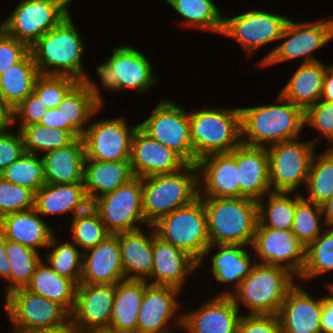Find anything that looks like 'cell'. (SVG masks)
<instances>
[{
    "mask_svg": "<svg viewBox=\"0 0 333 333\" xmlns=\"http://www.w3.org/2000/svg\"><path fill=\"white\" fill-rule=\"evenodd\" d=\"M200 198L207 214L210 246L198 262V268L216 245H252L259 223L256 200L246 197Z\"/></svg>",
    "mask_w": 333,
    "mask_h": 333,
    "instance_id": "1",
    "label": "cell"
},
{
    "mask_svg": "<svg viewBox=\"0 0 333 333\" xmlns=\"http://www.w3.org/2000/svg\"><path fill=\"white\" fill-rule=\"evenodd\" d=\"M277 99L280 105L240 108L242 144L268 147L300 138L305 111L280 94Z\"/></svg>",
    "mask_w": 333,
    "mask_h": 333,
    "instance_id": "2",
    "label": "cell"
},
{
    "mask_svg": "<svg viewBox=\"0 0 333 333\" xmlns=\"http://www.w3.org/2000/svg\"><path fill=\"white\" fill-rule=\"evenodd\" d=\"M70 16L38 39L30 52L40 74L66 75L78 81H90L82 68L85 43Z\"/></svg>",
    "mask_w": 333,
    "mask_h": 333,
    "instance_id": "3",
    "label": "cell"
},
{
    "mask_svg": "<svg viewBox=\"0 0 333 333\" xmlns=\"http://www.w3.org/2000/svg\"><path fill=\"white\" fill-rule=\"evenodd\" d=\"M197 172L195 164H187L174 173L142 178V211L147 227L199 197Z\"/></svg>",
    "mask_w": 333,
    "mask_h": 333,
    "instance_id": "4",
    "label": "cell"
},
{
    "mask_svg": "<svg viewBox=\"0 0 333 333\" xmlns=\"http://www.w3.org/2000/svg\"><path fill=\"white\" fill-rule=\"evenodd\" d=\"M294 277L287 268L256 262L233 292L218 295H229L238 308L242 302L250 310L248 315H277L295 285Z\"/></svg>",
    "mask_w": 333,
    "mask_h": 333,
    "instance_id": "5",
    "label": "cell"
},
{
    "mask_svg": "<svg viewBox=\"0 0 333 333\" xmlns=\"http://www.w3.org/2000/svg\"><path fill=\"white\" fill-rule=\"evenodd\" d=\"M190 136L195 165L204 156L229 153L241 143L240 107L190 111Z\"/></svg>",
    "mask_w": 333,
    "mask_h": 333,
    "instance_id": "6",
    "label": "cell"
},
{
    "mask_svg": "<svg viewBox=\"0 0 333 333\" xmlns=\"http://www.w3.org/2000/svg\"><path fill=\"white\" fill-rule=\"evenodd\" d=\"M149 227L158 237L188 253L197 262L210 246L207 214L200 197Z\"/></svg>",
    "mask_w": 333,
    "mask_h": 333,
    "instance_id": "7",
    "label": "cell"
},
{
    "mask_svg": "<svg viewBox=\"0 0 333 333\" xmlns=\"http://www.w3.org/2000/svg\"><path fill=\"white\" fill-rule=\"evenodd\" d=\"M71 1L21 0L12 14L0 24V28L31 48L38 39L70 15L67 5Z\"/></svg>",
    "mask_w": 333,
    "mask_h": 333,
    "instance_id": "8",
    "label": "cell"
},
{
    "mask_svg": "<svg viewBox=\"0 0 333 333\" xmlns=\"http://www.w3.org/2000/svg\"><path fill=\"white\" fill-rule=\"evenodd\" d=\"M5 299L6 313L15 329L12 333L54 329L70 321V314L60 304L25 288L10 292Z\"/></svg>",
    "mask_w": 333,
    "mask_h": 333,
    "instance_id": "9",
    "label": "cell"
},
{
    "mask_svg": "<svg viewBox=\"0 0 333 333\" xmlns=\"http://www.w3.org/2000/svg\"><path fill=\"white\" fill-rule=\"evenodd\" d=\"M316 142H299L298 138L266 147L271 191L294 192L307 183Z\"/></svg>",
    "mask_w": 333,
    "mask_h": 333,
    "instance_id": "10",
    "label": "cell"
},
{
    "mask_svg": "<svg viewBox=\"0 0 333 333\" xmlns=\"http://www.w3.org/2000/svg\"><path fill=\"white\" fill-rule=\"evenodd\" d=\"M138 127L154 140L176 152L187 164H195L189 112L173 101H160Z\"/></svg>",
    "mask_w": 333,
    "mask_h": 333,
    "instance_id": "11",
    "label": "cell"
},
{
    "mask_svg": "<svg viewBox=\"0 0 333 333\" xmlns=\"http://www.w3.org/2000/svg\"><path fill=\"white\" fill-rule=\"evenodd\" d=\"M333 38V19L329 21L294 22L288 20L280 40L282 44L272 49L261 61L260 65L271 66L290 59L302 58V63L320 61L312 53Z\"/></svg>",
    "mask_w": 333,
    "mask_h": 333,
    "instance_id": "12",
    "label": "cell"
},
{
    "mask_svg": "<svg viewBox=\"0 0 333 333\" xmlns=\"http://www.w3.org/2000/svg\"><path fill=\"white\" fill-rule=\"evenodd\" d=\"M103 63L97 66L96 72L101 86L107 90L123 91L131 87L142 93L157 82L153 64L130 45L114 48L111 57Z\"/></svg>",
    "mask_w": 333,
    "mask_h": 333,
    "instance_id": "13",
    "label": "cell"
},
{
    "mask_svg": "<svg viewBox=\"0 0 333 333\" xmlns=\"http://www.w3.org/2000/svg\"><path fill=\"white\" fill-rule=\"evenodd\" d=\"M91 206L111 234L141 229L138 224H146L142 211V178L134 177L94 200Z\"/></svg>",
    "mask_w": 333,
    "mask_h": 333,
    "instance_id": "14",
    "label": "cell"
},
{
    "mask_svg": "<svg viewBox=\"0 0 333 333\" xmlns=\"http://www.w3.org/2000/svg\"><path fill=\"white\" fill-rule=\"evenodd\" d=\"M289 18L273 13L249 10L243 14L224 16L221 35L235 39L249 54L261 46L280 40Z\"/></svg>",
    "mask_w": 333,
    "mask_h": 333,
    "instance_id": "15",
    "label": "cell"
},
{
    "mask_svg": "<svg viewBox=\"0 0 333 333\" xmlns=\"http://www.w3.org/2000/svg\"><path fill=\"white\" fill-rule=\"evenodd\" d=\"M115 285L79 284L70 321L78 333L109 332Z\"/></svg>",
    "mask_w": 333,
    "mask_h": 333,
    "instance_id": "16",
    "label": "cell"
},
{
    "mask_svg": "<svg viewBox=\"0 0 333 333\" xmlns=\"http://www.w3.org/2000/svg\"><path fill=\"white\" fill-rule=\"evenodd\" d=\"M138 125L128 127L125 117L105 119L88 125L82 139L86 159L130 160L131 140Z\"/></svg>",
    "mask_w": 333,
    "mask_h": 333,
    "instance_id": "17",
    "label": "cell"
},
{
    "mask_svg": "<svg viewBox=\"0 0 333 333\" xmlns=\"http://www.w3.org/2000/svg\"><path fill=\"white\" fill-rule=\"evenodd\" d=\"M261 264L287 268L297 278L306 262V247L292 230L257 228L252 243Z\"/></svg>",
    "mask_w": 333,
    "mask_h": 333,
    "instance_id": "18",
    "label": "cell"
},
{
    "mask_svg": "<svg viewBox=\"0 0 333 333\" xmlns=\"http://www.w3.org/2000/svg\"><path fill=\"white\" fill-rule=\"evenodd\" d=\"M130 164L134 176L141 178L174 173L187 165L176 152L148 136L139 127L131 140Z\"/></svg>",
    "mask_w": 333,
    "mask_h": 333,
    "instance_id": "19",
    "label": "cell"
},
{
    "mask_svg": "<svg viewBox=\"0 0 333 333\" xmlns=\"http://www.w3.org/2000/svg\"><path fill=\"white\" fill-rule=\"evenodd\" d=\"M199 175V197L240 198L239 170L235 149L229 153H214L196 163ZM202 171V172H201ZM205 184V185H204ZM203 186V187H202ZM202 188L203 191H202Z\"/></svg>",
    "mask_w": 333,
    "mask_h": 333,
    "instance_id": "20",
    "label": "cell"
},
{
    "mask_svg": "<svg viewBox=\"0 0 333 333\" xmlns=\"http://www.w3.org/2000/svg\"><path fill=\"white\" fill-rule=\"evenodd\" d=\"M179 292L175 287L153 285L147 281L137 317V333H171L169 321L176 317L174 322L182 328V315H174L179 307L176 299Z\"/></svg>",
    "mask_w": 333,
    "mask_h": 333,
    "instance_id": "21",
    "label": "cell"
},
{
    "mask_svg": "<svg viewBox=\"0 0 333 333\" xmlns=\"http://www.w3.org/2000/svg\"><path fill=\"white\" fill-rule=\"evenodd\" d=\"M229 295H217L204 302L201 308L184 312L182 330L187 333H237L242 317Z\"/></svg>",
    "mask_w": 333,
    "mask_h": 333,
    "instance_id": "22",
    "label": "cell"
},
{
    "mask_svg": "<svg viewBox=\"0 0 333 333\" xmlns=\"http://www.w3.org/2000/svg\"><path fill=\"white\" fill-rule=\"evenodd\" d=\"M295 284L277 314L282 333H322L321 316L325 297L318 300Z\"/></svg>",
    "mask_w": 333,
    "mask_h": 333,
    "instance_id": "23",
    "label": "cell"
},
{
    "mask_svg": "<svg viewBox=\"0 0 333 333\" xmlns=\"http://www.w3.org/2000/svg\"><path fill=\"white\" fill-rule=\"evenodd\" d=\"M123 280L125 272L117 234H110L97 246L83 251L80 284L115 285Z\"/></svg>",
    "mask_w": 333,
    "mask_h": 333,
    "instance_id": "24",
    "label": "cell"
},
{
    "mask_svg": "<svg viewBox=\"0 0 333 333\" xmlns=\"http://www.w3.org/2000/svg\"><path fill=\"white\" fill-rule=\"evenodd\" d=\"M153 269L149 284L172 286L182 289L188 272L198 269V262L188 253L158 237L153 230Z\"/></svg>",
    "mask_w": 333,
    "mask_h": 333,
    "instance_id": "25",
    "label": "cell"
},
{
    "mask_svg": "<svg viewBox=\"0 0 333 333\" xmlns=\"http://www.w3.org/2000/svg\"><path fill=\"white\" fill-rule=\"evenodd\" d=\"M239 170L240 197L260 200L271 192L266 147L240 144L235 148Z\"/></svg>",
    "mask_w": 333,
    "mask_h": 333,
    "instance_id": "26",
    "label": "cell"
},
{
    "mask_svg": "<svg viewBox=\"0 0 333 333\" xmlns=\"http://www.w3.org/2000/svg\"><path fill=\"white\" fill-rule=\"evenodd\" d=\"M41 158L47 184L83 182L86 153L82 137L68 146L46 152Z\"/></svg>",
    "mask_w": 333,
    "mask_h": 333,
    "instance_id": "27",
    "label": "cell"
},
{
    "mask_svg": "<svg viewBox=\"0 0 333 333\" xmlns=\"http://www.w3.org/2000/svg\"><path fill=\"white\" fill-rule=\"evenodd\" d=\"M94 81H79L63 98L58 108L64 110L68 132L82 137L87 130L91 116H94L103 103L99 87Z\"/></svg>",
    "mask_w": 333,
    "mask_h": 333,
    "instance_id": "28",
    "label": "cell"
},
{
    "mask_svg": "<svg viewBox=\"0 0 333 333\" xmlns=\"http://www.w3.org/2000/svg\"><path fill=\"white\" fill-rule=\"evenodd\" d=\"M134 177L130 160L99 161L85 159L83 183L91 203L127 184Z\"/></svg>",
    "mask_w": 333,
    "mask_h": 333,
    "instance_id": "29",
    "label": "cell"
},
{
    "mask_svg": "<svg viewBox=\"0 0 333 333\" xmlns=\"http://www.w3.org/2000/svg\"><path fill=\"white\" fill-rule=\"evenodd\" d=\"M91 206L84 183L47 184L35 193V209L41 215L73 212L72 217Z\"/></svg>",
    "mask_w": 333,
    "mask_h": 333,
    "instance_id": "30",
    "label": "cell"
},
{
    "mask_svg": "<svg viewBox=\"0 0 333 333\" xmlns=\"http://www.w3.org/2000/svg\"><path fill=\"white\" fill-rule=\"evenodd\" d=\"M39 215L35 208L7 214L0 218V230L6 239L36 251L39 247L47 248L54 236V229Z\"/></svg>",
    "mask_w": 333,
    "mask_h": 333,
    "instance_id": "31",
    "label": "cell"
},
{
    "mask_svg": "<svg viewBox=\"0 0 333 333\" xmlns=\"http://www.w3.org/2000/svg\"><path fill=\"white\" fill-rule=\"evenodd\" d=\"M146 288L145 280L125 279L115 284L108 333H137V317Z\"/></svg>",
    "mask_w": 333,
    "mask_h": 333,
    "instance_id": "32",
    "label": "cell"
},
{
    "mask_svg": "<svg viewBox=\"0 0 333 333\" xmlns=\"http://www.w3.org/2000/svg\"><path fill=\"white\" fill-rule=\"evenodd\" d=\"M144 232L139 229L117 233L125 279L147 281L152 274L153 231L148 237Z\"/></svg>",
    "mask_w": 333,
    "mask_h": 333,
    "instance_id": "33",
    "label": "cell"
},
{
    "mask_svg": "<svg viewBox=\"0 0 333 333\" xmlns=\"http://www.w3.org/2000/svg\"><path fill=\"white\" fill-rule=\"evenodd\" d=\"M329 67L321 61L301 63L280 95L305 111L321 99L323 79Z\"/></svg>",
    "mask_w": 333,
    "mask_h": 333,
    "instance_id": "34",
    "label": "cell"
},
{
    "mask_svg": "<svg viewBox=\"0 0 333 333\" xmlns=\"http://www.w3.org/2000/svg\"><path fill=\"white\" fill-rule=\"evenodd\" d=\"M25 289L60 304L69 314L74 308L77 285L72 280L59 276L44 259L36 266Z\"/></svg>",
    "mask_w": 333,
    "mask_h": 333,
    "instance_id": "35",
    "label": "cell"
},
{
    "mask_svg": "<svg viewBox=\"0 0 333 333\" xmlns=\"http://www.w3.org/2000/svg\"><path fill=\"white\" fill-rule=\"evenodd\" d=\"M39 75L32 53L29 52L20 62L0 74V97L15 108L34 91Z\"/></svg>",
    "mask_w": 333,
    "mask_h": 333,
    "instance_id": "36",
    "label": "cell"
},
{
    "mask_svg": "<svg viewBox=\"0 0 333 333\" xmlns=\"http://www.w3.org/2000/svg\"><path fill=\"white\" fill-rule=\"evenodd\" d=\"M245 245H216L217 253L211 258L212 274L219 283L233 282L235 290L241 281H243L250 273L252 267L256 263L251 262L249 251L244 249Z\"/></svg>",
    "mask_w": 333,
    "mask_h": 333,
    "instance_id": "37",
    "label": "cell"
},
{
    "mask_svg": "<svg viewBox=\"0 0 333 333\" xmlns=\"http://www.w3.org/2000/svg\"><path fill=\"white\" fill-rule=\"evenodd\" d=\"M293 192L271 191L258 204V226L257 228H273L277 230H292L294 224V213L296 209V196L294 199L288 195ZM268 202V203H267ZM268 204V205H267Z\"/></svg>",
    "mask_w": 333,
    "mask_h": 333,
    "instance_id": "38",
    "label": "cell"
},
{
    "mask_svg": "<svg viewBox=\"0 0 333 333\" xmlns=\"http://www.w3.org/2000/svg\"><path fill=\"white\" fill-rule=\"evenodd\" d=\"M188 27L222 33L224 16L212 0H165Z\"/></svg>",
    "mask_w": 333,
    "mask_h": 333,
    "instance_id": "39",
    "label": "cell"
},
{
    "mask_svg": "<svg viewBox=\"0 0 333 333\" xmlns=\"http://www.w3.org/2000/svg\"><path fill=\"white\" fill-rule=\"evenodd\" d=\"M306 186L308 196L303 198L307 201L321 205L333 196V152L329 148L320 155L314 153Z\"/></svg>",
    "mask_w": 333,
    "mask_h": 333,
    "instance_id": "40",
    "label": "cell"
},
{
    "mask_svg": "<svg viewBox=\"0 0 333 333\" xmlns=\"http://www.w3.org/2000/svg\"><path fill=\"white\" fill-rule=\"evenodd\" d=\"M20 133L23 138L25 153L39 155L44 152L62 148L79 138L73 132L57 128H48L41 124L24 126Z\"/></svg>",
    "mask_w": 333,
    "mask_h": 333,
    "instance_id": "41",
    "label": "cell"
},
{
    "mask_svg": "<svg viewBox=\"0 0 333 333\" xmlns=\"http://www.w3.org/2000/svg\"><path fill=\"white\" fill-rule=\"evenodd\" d=\"M54 235L48 248L53 250L47 253L44 260L59 276L72 280L77 286L82 276L83 250L72 242L57 245Z\"/></svg>",
    "mask_w": 333,
    "mask_h": 333,
    "instance_id": "42",
    "label": "cell"
},
{
    "mask_svg": "<svg viewBox=\"0 0 333 333\" xmlns=\"http://www.w3.org/2000/svg\"><path fill=\"white\" fill-rule=\"evenodd\" d=\"M5 181L28 188L36 193L46 182L40 155L24 153L19 159L0 172Z\"/></svg>",
    "mask_w": 333,
    "mask_h": 333,
    "instance_id": "43",
    "label": "cell"
},
{
    "mask_svg": "<svg viewBox=\"0 0 333 333\" xmlns=\"http://www.w3.org/2000/svg\"><path fill=\"white\" fill-rule=\"evenodd\" d=\"M6 254L11 264V292L25 288L42 261L38 251L6 239Z\"/></svg>",
    "mask_w": 333,
    "mask_h": 333,
    "instance_id": "44",
    "label": "cell"
},
{
    "mask_svg": "<svg viewBox=\"0 0 333 333\" xmlns=\"http://www.w3.org/2000/svg\"><path fill=\"white\" fill-rule=\"evenodd\" d=\"M331 270L333 271V227L322 231V234L306 247V262L299 278L306 281Z\"/></svg>",
    "mask_w": 333,
    "mask_h": 333,
    "instance_id": "45",
    "label": "cell"
},
{
    "mask_svg": "<svg viewBox=\"0 0 333 333\" xmlns=\"http://www.w3.org/2000/svg\"><path fill=\"white\" fill-rule=\"evenodd\" d=\"M71 222L73 243L84 251L97 246L111 234L92 206L75 215Z\"/></svg>",
    "mask_w": 333,
    "mask_h": 333,
    "instance_id": "46",
    "label": "cell"
},
{
    "mask_svg": "<svg viewBox=\"0 0 333 333\" xmlns=\"http://www.w3.org/2000/svg\"><path fill=\"white\" fill-rule=\"evenodd\" d=\"M322 215L321 205L307 201L302 195L296 196L292 232L305 247L322 234Z\"/></svg>",
    "mask_w": 333,
    "mask_h": 333,
    "instance_id": "47",
    "label": "cell"
},
{
    "mask_svg": "<svg viewBox=\"0 0 333 333\" xmlns=\"http://www.w3.org/2000/svg\"><path fill=\"white\" fill-rule=\"evenodd\" d=\"M79 81L66 75H45L40 74L34 85V93L39 96L47 108H57L65 95Z\"/></svg>",
    "mask_w": 333,
    "mask_h": 333,
    "instance_id": "48",
    "label": "cell"
},
{
    "mask_svg": "<svg viewBox=\"0 0 333 333\" xmlns=\"http://www.w3.org/2000/svg\"><path fill=\"white\" fill-rule=\"evenodd\" d=\"M35 208V193L0 177V218Z\"/></svg>",
    "mask_w": 333,
    "mask_h": 333,
    "instance_id": "49",
    "label": "cell"
},
{
    "mask_svg": "<svg viewBox=\"0 0 333 333\" xmlns=\"http://www.w3.org/2000/svg\"><path fill=\"white\" fill-rule=\"evenodd\" d=\"M304 124L314 127L333 146V102L319 100L305 110Z\"/></svg>",
    "mask_w": 333,
    "mask_h": 333,
    "instance_id": "50",
    "label": "cell"
},
{
    "mask_svg": "<svg viewBox=\"0 0 333 333\" xmlns=\"http://www.w3.org/2000/svg\"><path fill=\"white\" fill-rule=\"evenodd\" d=\"M47 110V105L32 92L14 108V123H16V117H19V131L24 126L39 124Z\"/></svg>",
    "mask_w": 333,
    "mask_h": 333,
    "instance_id": "51",
    "label": "cell"
},
{
    "mask_svg": "<svg viewBox=\"0 0 333 333\" xmlns=\"http://www.w3.org/2000/svg\"><path fill=\"white\" fill-rule=\"evenodd\" d=\"M29 52L30 48L25 43L9 36L0 28V74L20 62Z\"/></svg>",
    "mask_w": 333,
    "mask_h": 333,
    "instance_id": "52",
    "label": "cell"
},
{
    "mask_svg": "<svg viewBox=\"0 0 333 333\" xmlns=\"http://www.w3.org/2000/svg\"><path fill=\"white\" fill-rule=\"evenodd\" d=\"M24 153V142L19 130L17 134L11 131L0 132V172L19 159Z\"/></svg>",
    "mask_w": 333,
    "mask_h": 333,
    "instance_id": "53",
    "label": "cell"
},
{
    "mask_svg": "<svg viewBox=\"0 0 333 333\" xmlns=\"http://www.w3.org/2000/svg\"><path fill=\"white\" fill-rule=\"evenodd\" d=\"M237 333H282L277 315H242Z\"/></svg>",
    "mask_w": 333,
    "mask_h": 333,
    "instance_id": "54",
    "label": "cell"
},
{
    "mask_svg": "<svg viewBox=\"0 0 333 333\" xmlns=\"http://www.w3.org/2000/svg\"><path fill=\"white\" fill-rule=\"evenodd\" d=\"M39 124L48 128L68 131V122H65L64 110L58 107L48 109Z\"/></svg>",
    "mask_w": 333,
    "mask_h": 333,
    "instance_id": "55",
    "label": "cell"
},
{
    "mask_svg": "<svg viewBox=\"0 0 333 333\" xmlns=\"http://www.w3.org/2000/svg\"><path fill=\"white\" fill-rule=\"evenodd\" d=\"M329 296H325L322 306L321 330L322 333H333V290L328 286Z\"/></svg>",
    "mask_w": 333,
    "mask_h": 333,
    "instance_id": "56",
    "label": "cell"
},
{
    "mask_svg": "<svg viewBox=\"0 0 333 333\" xmlns=\"http://www.w3.org/2000/svg\"><path fill=\"white\" fill-rule=\"evenodd\" d=\"M11 269V264L6 254V238L0 230V276L10 282L5 295L11 292Z\"/></svg>",
    "mask_w": 333,
    "mask_h": 333,
    "instance_id": "57",
    "label": "cell"
},
{
    "mask_svg": "<svg viewBox=\"0 0 333 333\" xmlns=\"http://www.w3.org/2000/svg\"><path fill=\"white\" fill-rule=\"evenodd\" d=\"M14 108L0 97V132L14 125Z\"/></svg>",
    "mask_w": 333,
    "mask_h": 333,
    "instance_id": "58",
    "label": "cell"
},
{
    "mask_svg": "<svg viewBox=\"0 0 333 333\" xmlns=\"http://www.w3.org/2000/svg\"><path fill=\"white\" fill-rule=\"evenodd\" d=\"M320 100L333 102V66L331 65L323 79V92Z\"/></svg>",
    "mask_w": 333,
    "mask_h": 333,
    "instance_id": "59",
    "label": "cell"
},
{
    "mask_svg": "<svg viewBox=\"0 0 333 333\" xmlns=\"http://www.w3.org/2000/svg\"><path fill=\"white\" fill-rule=\"evenodd\" d=\"M322 214L324 218V224L328 227H333V196L321 204Z\"/></svg>",
    "mask_w": 333,
    "mask_h": 333,
    "instance_id": "60",
    "label": "cell"
},
{
    "mask_svg": "<svg viewBox=\"0 0 333 333\" xmlns=\"http://www.w3.org/2000/svg\"><path fill=\"white\" fill-rule=\"evenodd\" d=\"M30 333H78V331L73 326L71 321H69L67 324H64L63 326H60L58 328L33 331Z\"/></svg>",
    "mask_w": 333,
    "mask_h": 333,
    "instance_id": "61",
    "label": "cell"
},
{
    "mask_svg": "<svg viewBox=\"0 0 333 333\" xmlns=\"http://www.w3.org/2000/svg\"><path fill=\"white\" fill-rule=\"evenodd\" d=\"M327 287L329 286L333 290V283H329L326 285Z\"/></svg>",
    "mask_w": 333,
    "mask_h": 333,
    "instance_id": "62",
    "label": "cell"
}]
</instances>
